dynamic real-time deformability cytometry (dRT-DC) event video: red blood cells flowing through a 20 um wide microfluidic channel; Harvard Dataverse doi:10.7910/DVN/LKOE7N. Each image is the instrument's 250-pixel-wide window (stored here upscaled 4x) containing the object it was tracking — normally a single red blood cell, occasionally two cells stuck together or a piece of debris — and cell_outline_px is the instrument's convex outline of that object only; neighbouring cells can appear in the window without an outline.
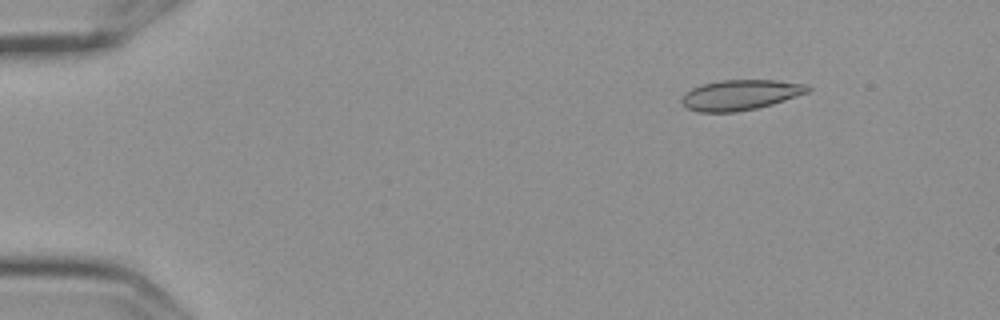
{"species": "Egyptian fruit bat (a non-hibernating species)", "species_latin": "Rousettus aegyptiacus", "temperature_condition": "cold", "stored_images_in_passage": 4, "camera_frame_rate_fps": 3000, "um_per_image_px": 0.085, "frame": {"image": 1, "passage_image": 1, "time_ms": 0.0, "image_size_px": [1000, 320], "cell_outline_px": [[812, 88], [808, 92], [772, 104], [756, 108], [736, 112], [700, 112], [688, 108], [680, 100], [680, 96], [684, 92], [692, 88], [704, 84], [720, 80], [776, 80], [808, 84]], "centroid_in_image_um": [62.92, 8.06], "position_along_channel_um": 22.1, "area_um2": 22.25}}
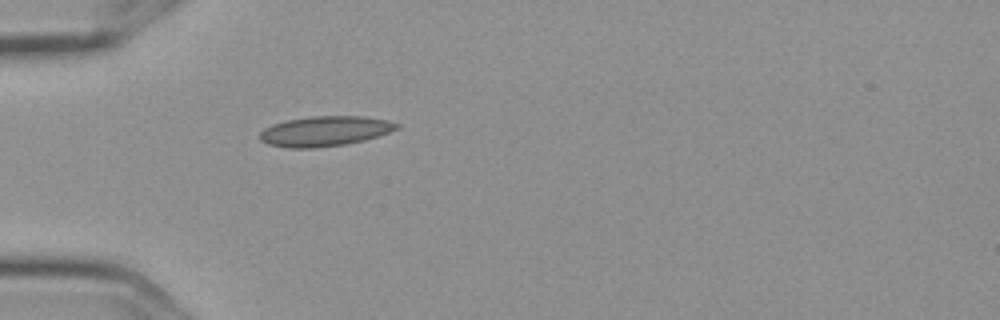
{"frame": {"image": 2, "passage_image": 4, "time_ms": 1.0, "image_size_px": [1000, 320], "cell_outline_px": [[400, 128], [364, 140], [344, 144], [312, 148], [288, 148], [268, 144], [260, 140], [260, 132], [264, 128], [272, 124], [288, 120], [312, 116], [364, 116], [388, 120], [400, 124]], "centroid_in_image_um": [27.61, 11.14], "position_along_channel_um": 57.4, "area_um2": 23.87}}